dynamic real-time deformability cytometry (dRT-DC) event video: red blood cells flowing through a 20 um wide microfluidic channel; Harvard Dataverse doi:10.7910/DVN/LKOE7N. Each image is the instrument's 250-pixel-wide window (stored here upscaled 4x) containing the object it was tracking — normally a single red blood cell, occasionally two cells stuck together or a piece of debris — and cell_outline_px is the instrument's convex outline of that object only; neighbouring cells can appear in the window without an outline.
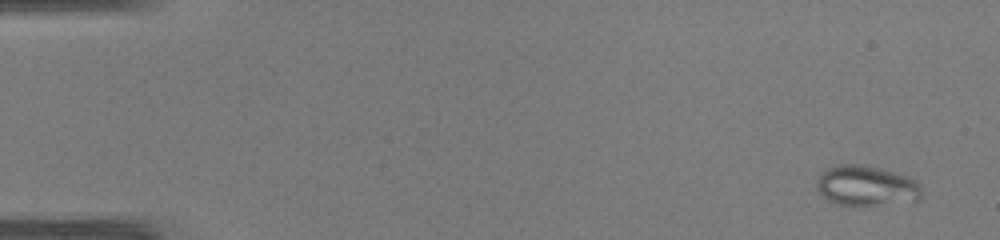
{"species": "common noctule bat (a hibernating species)", "species_latin": "Nyctalus noctula", "temperature_condition": "warm", "stored_images_in_passage": 47, "camera_frame_rate_fps": 3000, "um_per_image_px": 0.085, "animal": {"sex": "male", "body_mass_g": 19.0, "forearm_length_mm": 50.8}, "frame": {"image": 1, "passage_image": 1, "time_ms": 0.0, "image_size_px": [1000, 240], "cell_outline_px": [[908, 184], [868, 200], [844, 200], [828, 192], [820, 184], [824, 176], [840, 168], [860, 168], [892, 176], [904, 180]], "centroid_in_image_um": [73.07, 15.62], "position_along_channel_um": 11.9, "area_um2": 13.87}}
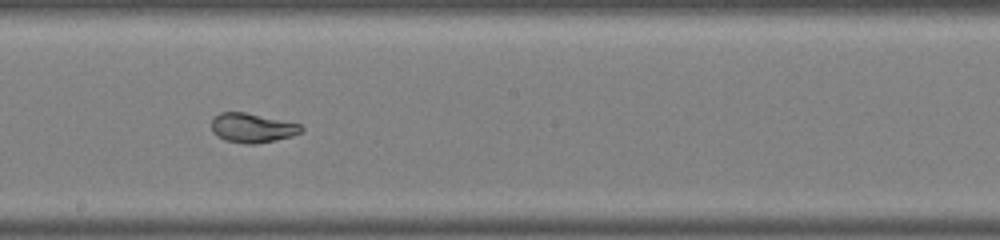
{"frame": {"image": 2, "passage_image": 26, "time_ms": 8.333, "image_size_px": [1000, 240], "cell_outline_px": [[300, 132], [288, 136], [272, 140], [228, 140], [220, 136], [212, 128], [212, 120], [216, 116], [224, 112], [240, 112], [300, 124]], "centroid_in_image_um": [21.42, 10.8], "position_along_channel_um": 226.8, "area_um2": 13.58}}
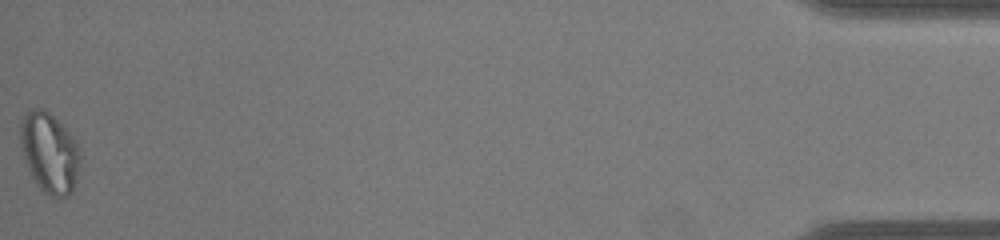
{"frame": {"image": 3, "passage_image": 47, "time_ms": 15.333, "image_size_px": [1000, 240], "cell_outline_px": [[72, 180], [68, 188], [44, 184], [36, 176], [32, 168], [28, 156], [24, 140], [24, 128], [28, 116], [40, 112], [44, 112], [52, 120], [68, 148], [72, 164]], "centroid_in_image_um": [4.04, 12.86], "position_along_channel_um": 431.2, "area_um2": 18.55}}